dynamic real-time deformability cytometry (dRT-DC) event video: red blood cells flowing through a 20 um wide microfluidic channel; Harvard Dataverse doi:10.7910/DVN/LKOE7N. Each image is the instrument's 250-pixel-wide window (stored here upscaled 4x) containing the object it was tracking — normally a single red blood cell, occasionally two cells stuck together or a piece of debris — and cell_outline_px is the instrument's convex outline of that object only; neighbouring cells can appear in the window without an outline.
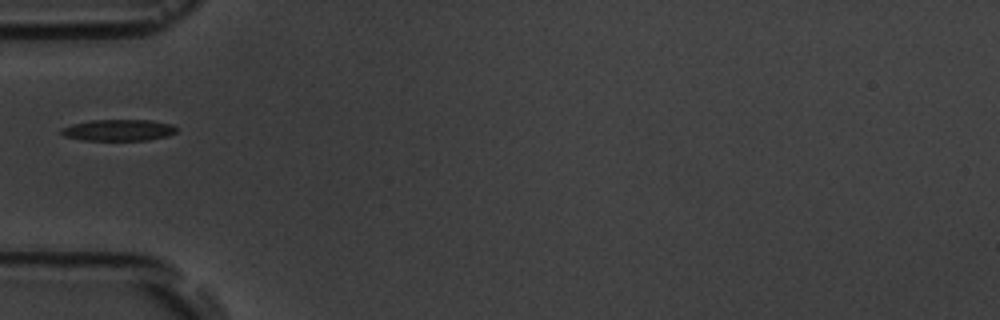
{"species": "common noctule bat (a hibernating species)", "species_latin": "Nyctalus noctula", "temperature_condition": "room temperature", "stored_images_in_passage": 11, "camera_frame_rate_fps": 3000, "um_per_image_px": 0.085, "animal": {"sex": "male", "body_mass_g": 19.5, "forearm_length_mm": 54.6}, "frame": {"image": 1, "passage_image": 1, "time_ms": 0.0, "image_size_px": [1000, 320], "cell_outline_px": [[176, 132], [168, 136], [148, 140], [80, 140], [64, 136], [60, 132], [60, 128], [72, 124], [92, 120], [152, 120], [172, 124], [176, 128]], "centroid_in_image_um": [10.06, 11.06], "position_along_channel_um": 74.9, "area_um2": 14.45}}
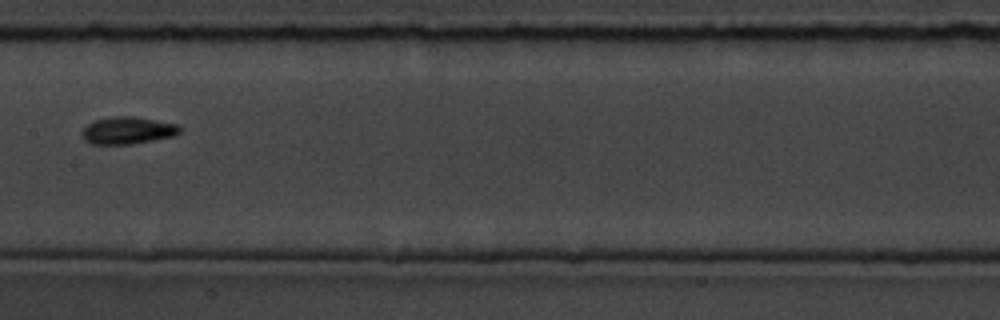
{"frame": {"image": 2, "passage_image": 4, "time_ms": 3.333, "image_size_px": [1000, 320], "cell_outline_px": [[180, 132], [176, 136], [132, 144], [92, 144], [84, 140], [80, 136], [80, 132], [92, 120], [112, 116], [136, 116], [180, 124]], "centroid_in_image_um": [10.85, 11.08], "position_along_channel_um": 196.5, "area_um2": 15.95}}
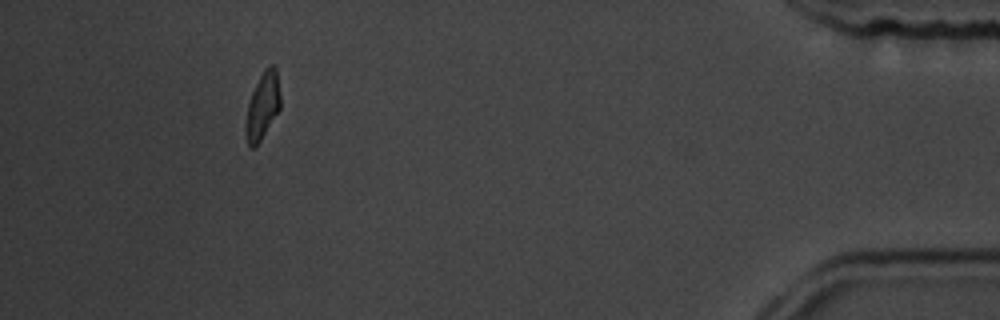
{"frame": {"image": 3, "passage_image": 10, "time_ms": 11.0, "image_size_px": [1000, 320], "cell_outline_px": [[280, 108], [256, 148], [248, 148], [244, 128], [248, 104], [252, 92], [264, 68], [268, 64], [272, 64], [276, 68], [280, 96]], "centroid_in_image_um": [22.3, 9.04], "position_along_channel_um": 412.9, "area_um2": 13.58}}